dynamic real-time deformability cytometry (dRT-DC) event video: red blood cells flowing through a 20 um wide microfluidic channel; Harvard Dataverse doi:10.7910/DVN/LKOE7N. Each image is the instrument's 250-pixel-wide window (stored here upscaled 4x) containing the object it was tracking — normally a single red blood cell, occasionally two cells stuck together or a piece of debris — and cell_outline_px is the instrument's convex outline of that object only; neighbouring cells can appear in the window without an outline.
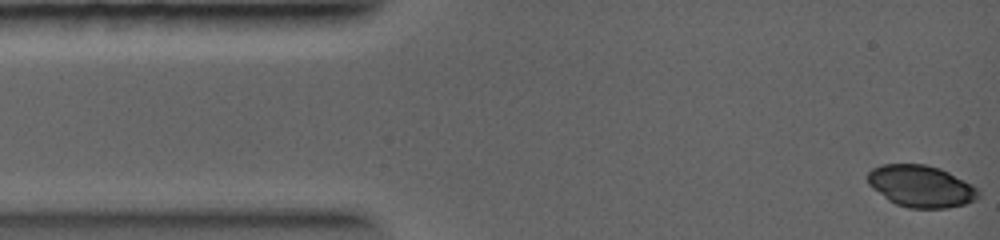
{"species": "common noctule bat (a hibernating species)", "species_latin": "Nyctalus noctula", "temperature_condition": "warm", "stored_images_in_passage": 7, "camera_frame_rate_fps": 5000, "um_per_image_px": 0.085, "animal": {"sex": "female", "body_mass_g": 19.0, "forearm_length_mm": 56.7}, "frame": {"image": 1, "passage_image": 1, "time_ms": 0.0, "image_size_px": [1000, 240], "cell_outline_px": [[980, 196], [976, 200], [964, 204], [948, 208], [908, 208], [896, 204], [888, 200], [872, 188], [868, 184], [868, 172], [872, 168], [880, 164], [924, 164], [940, 168], [972, 184], [980, 192]], "centroid_in_image_um": [78.28, 15.83], "position_along_channel_um": 6.7, "area_um2": 27.11}}
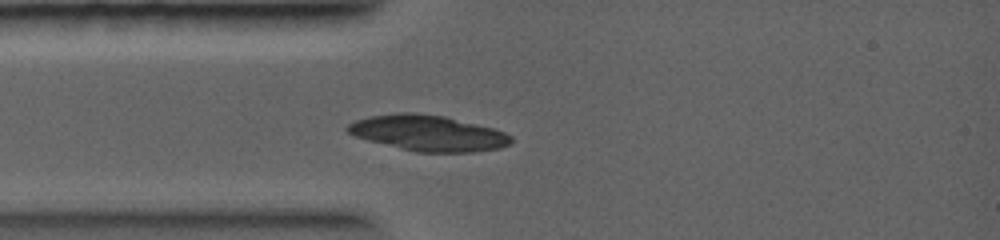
{"frame": {"image": 2, "passage_image": 7, "time_ms": 2.4, "image_size_px": [1000, 240], "cell_outline_px": [[512, 140], [508, 144], [500, 148], [476, 152], [416, 152], [368, 140], [356, 136], [348, 132], [344, 128], [348, 124], [356, 120], [368, 116], [396, 112], [408, 112], [444, 116], [496, 128], [512, 136]], "centroid_in_image_um": [36.4, 11.3], "position_along_channel_um": 48.6, "area_um2": 34.1}}